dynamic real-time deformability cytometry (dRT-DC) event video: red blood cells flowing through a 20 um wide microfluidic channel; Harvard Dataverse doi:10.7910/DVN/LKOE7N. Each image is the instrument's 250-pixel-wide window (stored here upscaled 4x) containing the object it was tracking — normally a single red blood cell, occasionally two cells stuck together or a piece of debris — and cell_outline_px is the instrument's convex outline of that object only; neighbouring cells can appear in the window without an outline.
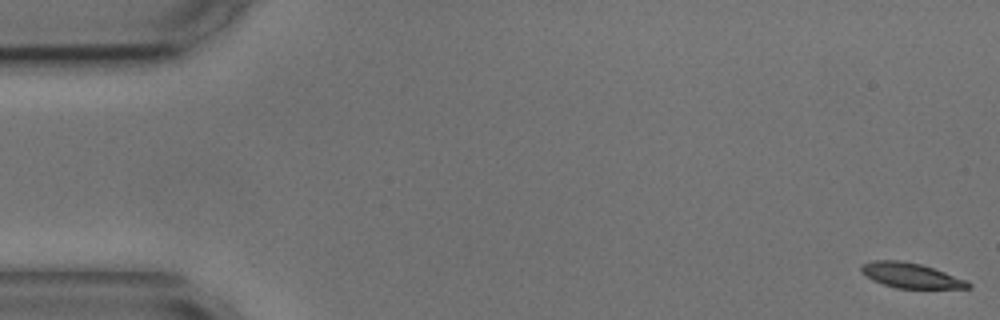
{"species": "common noctule bat (a hibernating species)", "species_latin": "Nyctalus noctula", "temperature_condition": "cold", "stored_images_in_passage": 56, "camera_frame_rate_fps": 3000, "um_per_image_px": 0.085, "animal": {"sex": "male", "body_mass_g": 17.9, "forearm_length_mm": 54.2}, "frame": {"image": 1, "passage_image": 1, "time_ms": 0.0, "image_size_px": [1000, 320], "cell_outline_px": [[972, 288], [896, 288], [872, 280], [864, 276], [860, 272], [860, 264], [872, 260], [900, 260], [920, 264], [944, 272], [964, 280], [972, 284]], "centroid_in_image_um": [77.33, 23.4], "position_along_channel_um": 7.7, "area_um2": 15.55}}
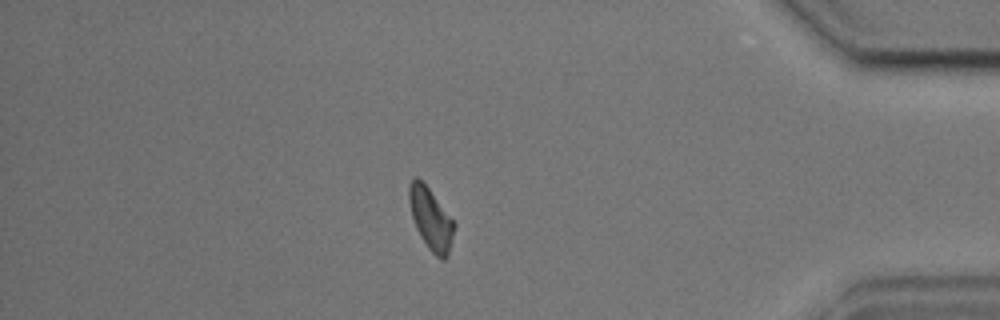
{"frame": {"image": 2, "passage_image": 48, "time_ms": 15.667, "image_size_px": [1000, 320], "cell_outline_px": [[456, 224], [448, 256], [444, 260], [440, 260], [428, 248], [420, 236], [416, 228], [412, 216], [408, 200], [408, 184], [416, 176], [428, 188]], "centroid_in_image_um": [36.61, 18.63], "position_along_channel_um": 398.6, "area_um2": 16.13}}
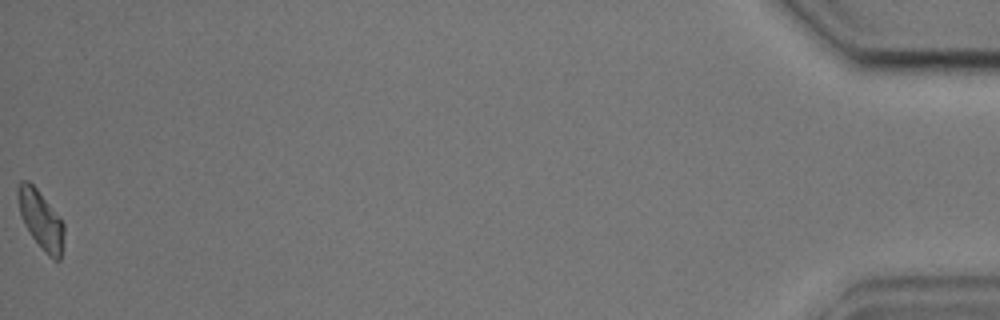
{"frame": {"image": 3, "passage_image": 56, "time_ms": 18.333, "image_size_px": [1000, 320], "cell_outline_px": [[64, 232], [60, 260], [56, 260], [48, 256], [32, 236], [24, 224], [20, 212], [16, 196], [16, 188], [20, 180], [28, 180], [36, 188], [64, 224]], "centroid_in_image_um": [3.43, 18.65], "position_along_channel_um": 431.8, "area_um2": 15.43}, "authors_computed_cell_mechanics": {"area_um2": 16.473, "velocity_mm_per_s": 3.5758, "shape_relaxation_time_tau1_ms": 4.6139, "shape_relaxation_time_tau2_ms": null, "deformation_change_tau1": 0.1114, "deformation_change_tau2": null}}